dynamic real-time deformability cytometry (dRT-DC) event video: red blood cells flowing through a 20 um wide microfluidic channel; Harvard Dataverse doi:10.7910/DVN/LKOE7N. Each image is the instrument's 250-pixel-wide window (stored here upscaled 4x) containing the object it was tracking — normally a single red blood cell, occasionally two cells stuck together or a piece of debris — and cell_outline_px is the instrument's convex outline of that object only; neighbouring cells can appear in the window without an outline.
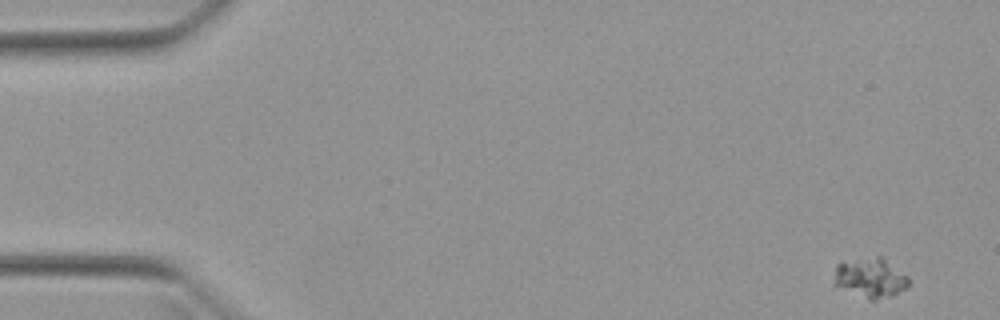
{"species": "Egyptian fruit bat (a non-hibernating species)", "species_latin": "Rousettus aegyptiacus", "temperature_condition": "warm", "stored_images_in_passage": 52, "camera_frame_rate_fps": 3000, "um_per_image_px": 0.085, "animal": {"sex": "female"}, "frame": {"image": 1, "passage_image": 1, "time_ms": 0.0, "image_size_px": [1000, 320], "cell_outline_px": [[908, 288], [892, 296], [876, 300], [868, 300], [836, 284], [836, 264], [876, 256], [880, 256], [908, 276]], "centroid_in_image_um": [74.06, 23.64], "position_along_channel_um": 10.9, "area_um2": 16.7}}
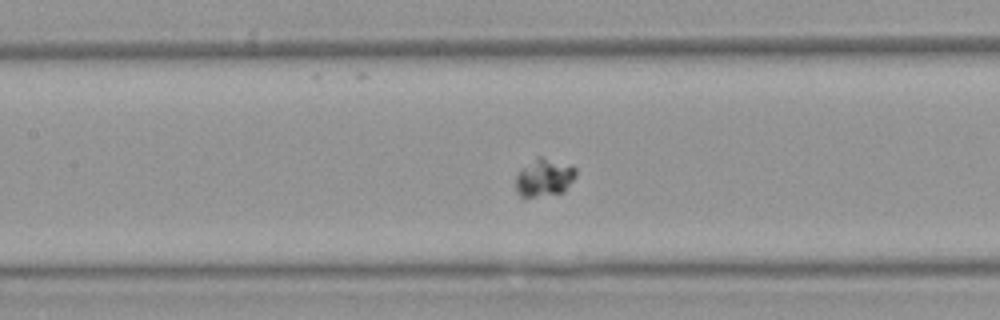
{"frame": {"image": 2, "passage_image": 23, "time_ms": 7.333, "image_size_px": [1000, 320], "cell_outline_px": [[576, 176], [564, 192], [536, 196], [520, 196], [516, 192], [516, 176], [520, 168], [536, 156], [540, 156], [572, 164], [576, 168]], "centroid_in_image_um": [46.26, 15.05], "position_along_channel_um": 161.1, "area_um2": 13.47}}
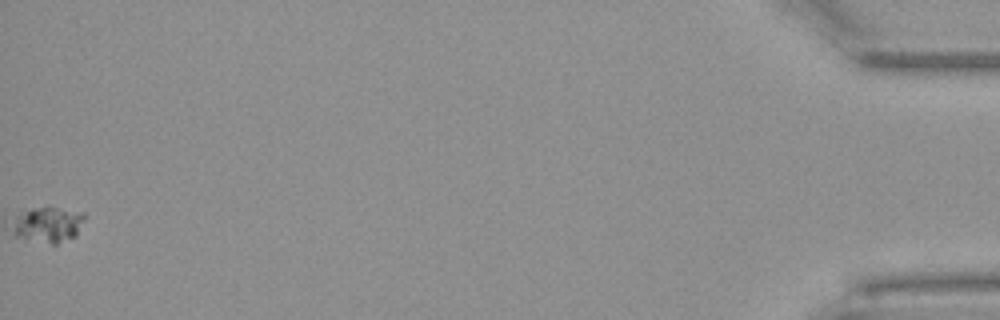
{"frame": {"image": 3, "passage_image": 52, "time_ms": 17.0, "image_size_px": [1000, 320], "cell_outline_px": [[84, 220], [76, 236], [56, 244], [52, 244], [16, 236], [12, 232], [12, 216], [20, 208], [56, 208], [84, 212]], "centroid_in_image_um": [4.0, 19.06], "position_along_channel_um": 431.2, "area_um2": 15.26}}